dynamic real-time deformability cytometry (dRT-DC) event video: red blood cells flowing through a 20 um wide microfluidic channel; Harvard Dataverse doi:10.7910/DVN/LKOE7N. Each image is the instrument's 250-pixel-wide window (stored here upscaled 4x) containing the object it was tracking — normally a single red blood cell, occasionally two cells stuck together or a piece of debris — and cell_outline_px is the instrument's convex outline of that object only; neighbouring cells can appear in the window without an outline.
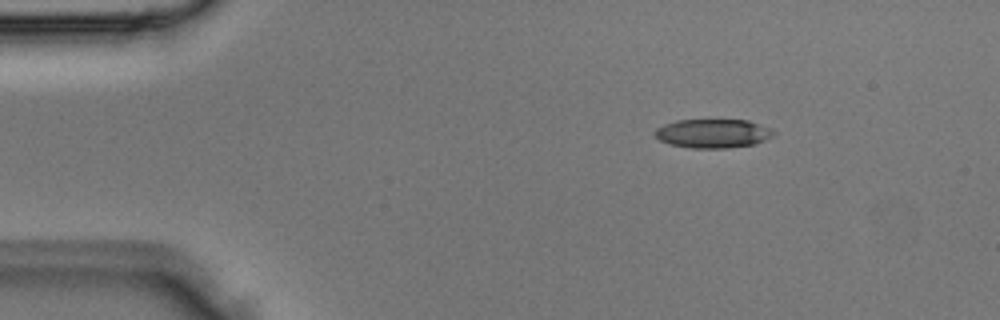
{"species": "Egyptian fruit bat (a non-hibernating species)", "species_latin": "Rousettus aegyptiacus", "temperature_condition": "room temperature", "stored_images_in_passage": 3, "camera_frame_rate_fps": 3000, "um_per_image_px": 0.085, "animal": {"sex": "male"}, "frame": {"image": 1, "passage_image": 1, "time_ms": 0.0, "image_size_px": [1000, 320], "cell_outline_px": [[776, 132], [772, 136], [764, 140], [752, 144], [728, 148], [692, 148], [668, 144], [660, 140], [652, 132], [656, 128], [664, 124], [676, 120], [748, 120], [768, 128]], "centroid_in_image_um": [60.54, 11.34], "position_along_channel_um": 24.5, "area_um2": 19.88}}
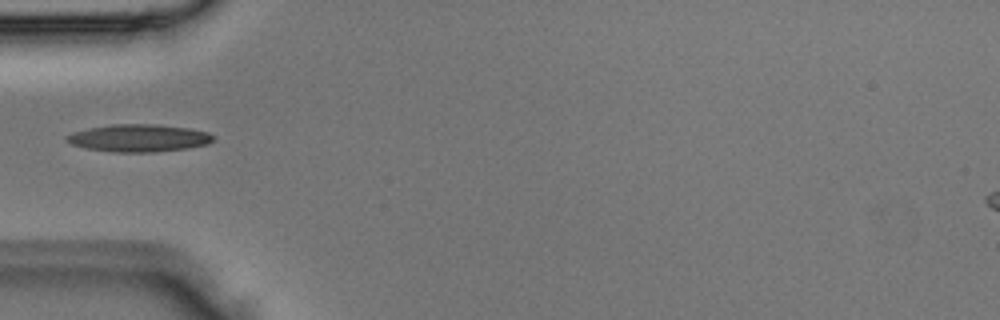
{"frame": {"image": 2, "passage_image": 3, "time_ms": 0.667, "image_size_px": [1000, 320], "cell_outline_px": [[216, 140], [208, 144], [188, 148], [152, 152], [116, 152], [88, 148], [72, 144], [64, 140], [64, 136], [72, 132], [88, 128], [112, 124], [156, 124], [188, 128], [208, 132], [216, 136]], "centroid_in_image_um": [11.82, 11.72], "position_along_channel_um": 73.2, "area_um2": 23.58}}